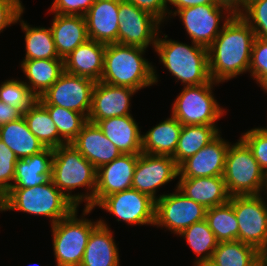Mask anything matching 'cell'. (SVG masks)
I'll list each match as a JSON object with an SVG mask.
<instances>
[{"mask_svg":"<svg viewBox=\"0 0 267 266\" xmlns=\"http://www.w3.org/2000/svg\"><path fill=\"white\" fill-rule=\"evenodd\" d=\"M221 32L208 49L210 78L217 83L249 71L255 33L241 16L227 14Z\"/></svg>","mask_w":267,"mask_h":266,"instance_id":"6da1fadb","label":"cell"},{"mask_svg":"<svg viewBox=\"0 0 267 266\" xmlns=\"http://www.w3.org/2000/svg\"><path fill=\"white\" fill-rule=\"evenodd\" d=\"M97 169L71 144L53 149L51 181L76 206L86 202L83 215L94 208ZM86 187L90 193L72 195L69 190ZM65 190L68 193H65Z\"/></svg>","mask_w":267,"mask_h":266,"instance_id":"7a4b0ae2","label":"cell"},{"mask_svg":"<svg viewBox=\"0 0 267 266\" xmlns=\"http://www.w3.org/2000/svg\"><path fill=\"white\" fill-rule=\"evenodd\" d=\"M145 50L142 47L118 43L106 44L100 81L115 86L130 87L137 91L156 83L158 81L156 71L142 56Z\"/></svg>","mask_w":267,"mask_h":266,"instance_id":"3957f363","label":"cell"},{"mask_svg":"<svg viewBox=\"0 0 267 266\" xmlns=\"http://www.w3.org/2000/svg\"><path fill=\"white\" fill-rule=\"evenodd\" d=\"M76 206L50 180L28 188H10L0 198V211L19 210L33 215H44L51 225L67 217Z\"/></svg>","mask_w":267,"mask_h":266,"instance_id":"277c9868","label":"cell"},{"mask_svg":"<svg viewBox=\"0 0 267 266\" xmlns=\"http://www.w3.org/2000/svg\"><path fill=\"white\" fill-rule=\"evenodd\" d=\"M156 39L155 50L160 62L185 86L208 83V49L192 42V46L173 40Z\"/></svg>","mask_w":267,"mask_h":266,"instance_id":"5b68a950","label":"cell"},{"mask_svg":"<svg viewBox=\"0 0 267 266\" xmlns=\"http://www.w3.org/2000/svg\"><path fill=\"white\" fill-rule=\"evenodd\" d=\"M223 178L230 196L258 195L267 190V176L241 139L228 147Z\"/></svg>","mask_w":267,"mask_h":266,"instance_id":"8992f818","label":"cell"},{"mask_svg":"<svg viewBox=\"0 0 267 266\" xmlns=\"http://www.w3.org/2000/svg\"><path fill=\"white\" fill-rule=\"evenodd\" d=\"M99 221L77 218V207L52 225L56 266H80L92 230Z\"/></svg>","mask_w":267,"mask_h":266,"instance_id":"52a82bcc","label":"cell"},{"mask_svg":"<svg viewBox=\"0 0 267 266\" xmlns=\"http://www.w3.org/2000/svg\"><path fill=\"white\" fill-rule=\"evenodd\" d=\"M212 79L197 86H184L175 99L172 116L182 125H215L225 112L212 95Z\"/></svg>","mask_w":267,"mask_h":266,"instance_id":"ba28073f","label":"cell"},{"mask_svg":"<svg viewBox=\"0 0 267 266\" xmlns=\"http://www.w3.org/2000/svg\"><path fill=\"white\" fill-rule=\"evenodd\" d=\"M239 225V241L267 254V205L258 195L230 196Z\"/></svg>","mask_w":267,"mask_h":266,"instance_id":"9c48e42d","label":"cell"},{"mask_svg":"<svg viewBox=\"0 0 267 266\" xmlns=\"http://www.w3.org/2000/svg\"><path fill=\"white\" fill-rule=\"evenodd\" d=\"M96 81L64 71L60 78L37 100L43 106H59L88 118Z\"/></svg>","mask_w":267,"mask_h":266,"instance_id":"30bf717a","label":"cell"},{"mask_svg":"<svg viewBox=\"0 0 267 266\" xmlns=\"http://www.w3.org/2000/svg\"><path fill=\"white\" fill-rule=\"evenodd\" d=\"M206 208L185 196L178 189L175 193L160 195L156 200L154 226H165L180 234L192 224L206 217Z\"/></svg>","mask_w":267,"mask_h":266,"instance_id":"8fae6325","label":"cell"},{"mask_svg":"<svg viewBox=\"0 0 267 266\" xmlns=\"http://www.w3.org/2000/svg\"><path fill=\"white\" fill-rule=\"evenodd\" d=\"M96 206L131 225L155 224L156 201L133 188L105 196Z\"/></svg>","mask_w":267,"mask_h":266,"instance_id":"7c38bea8","label":"cell"},{"mask_svg":"<svg viewBox=\"0 0 267 266\" xmlns=\"http://www.w3.org/2000/svg\"><path fill=\"white\" fill-rule=\"evenodd\" d=\"M161 23L134 4L120 0L118 44L155 48Z\"/></svg>","mask_w":267,"mask_h":266,"instance_id":"4fadbf2b","label":"cell"},{"mask_svg":"<svg viewBox=\"0 0 267 266\" xmlns=\"http://www.w3.org/2000/svg\"><path fill=\"white\" fill-rule=\"evenodd\" d=\"M179 176L178 165L172 156L140 153L135 166L132 187L155 201L156 189Z\"/></svg>","mask_w":267,"mask_h":266,"instance_id":"5bb4252c","label":"cell"},{"mask_svg":"<svg viewBox=\"0 0 267 266\" xmlns=\"http://www.w3.org/2000/svg\"><path fill=\"white\" fill-rule=\"evenodd\" d=\"M223 9L227 11L216 4L197 5L175 10L173 15L180 16L193 43L208 48L221 32L219 22L224 18Z\"/></svg>","mask_w":267,"mask_h":266,"instance_id":"9a60e30c","label":"cell"},{"mask_svg":"<svg viewBox=\"0 0 267 266\" xmlns=\"http://www.w3.org/2000/svg\"><path fill=\"white\" fill-rule=\"evenodd\" d=\"M136 92L137 90L130 87L97 81L93 89L91 110L87 120L96 123L102 119L131 115L130 97Z\"/></svg>","mask_w":267,"mask_h":266,"instance_id":"2e32d148","label":"cell"},{"mask_svg":"<svg viewBox=\"0 0 267 266\" xmlns=\"http://www.w3.org/2000/svg\"><path fill=\"white\" fill-rule=\"evenodd\" d=\"M139 155L121 154L97 169L94 207L105 197L132 187Z\"/></svg>","mask_w":267,"mask_h":266,"instance_id":"e0dca14e","label":"cell"},{"mask_svg":"<svg viewBox=\"0 0 267 266\" xmlns=\"http://www.w3.org/2000/svg\"><path fill=\"white\" fill-rule=\"evenodd\" d=\"M220 136L178 166L180 178L223 176L230 144Z\"/></svg>","mask_w":267,"mask_h":266,"instance_id":"ac0fdd59","label":"cell"},{"mask_svg":"<svg viewBox=\"0 0 267 266\" xmlns=\"http://www.w3.org/2000/svg\"><path fill=\"white\" fill-rule=\"evenodd\" d=\"M120 0H95L84 15L90 40L118 43Z\"/></svg>","mask_w":267,"mask_h":266,"instance_id":"d6986e66","label":"cell"},{"mask_svg":"<svg viewBox=\"0 0 267 266\" xmlns=\"http://www.w3.org/2000/svg\"><path fill=\"white\" fill-rule=\"evenodd\" d=\"M73 145L96 169L112 162L122 153L104 135L96 123L87 121L81 132L70 143Z\"/></svg>","mask_w":267,"mask_h":266,"instance_id":"ffe728a7","label":"cell"},{"mask_svg":"<svg viewBox=\"0 0 267 266\" xmlns=\"http://www.w3.org/2000/svg\"><path fill=\"white\" fill-rule=\"evenodd\" d=\"M106 44L88 39L64 58V71L100 81Z\"/></svg>","mask_w":267,"mask_h":266,"instance_id":"44dd1931","label":"cell"},{"mask_svg":"<svg viewBox=\"0 0 267 266\" xmlns=\"http://www.w3.org/2000/svg\"><path fill=\"white\" fill-rule=\"evenodd\" d=\"M177 189L206 209L230 200L223 176L180 178Z\"/></svg>","mask_w":267,"mask_h":266,"instance_id":"7402d4cb","label":"cell"},{"mask_svg":"<svg viewBox=\"0 0 267 266\" xmlns=\"http://www.w3.org/2000/svg\"><path fill=\"white\" fill-rule=\"evenodd\" d=\"M96 124L122 154L142 153V135L132 115L102 119Z\"/></svg>","mask_w":267,"mask_h":266,"instance_id":"603a6c76","label":"cell"},{"mask_svg":"<svg viewBox=\"0 0 267 266\" xmlns=\"http://www.w3.org/2000/svg\"><path fill=\"white\" fill-rule=\"evenodd\" d=\"M50 28L57 53L62 59L89 39L84 16L55 13Z\"/></svg>","mask_w":267,"mask_h":266,"instance_id":"cb8c5ba5","label":"cell"},{"mask_svg":"<svg viewBox=\"0 0 267 266\" xmlns=\"http://www.w3.org/2000/svg\"><path fill=\"white\" fill-rule=\"evenodd\" d=\"M104 222L92 230L80 266H119V253L111 230Z\"/></svg>","mask_w":267,"mask_h":266,"instance_id":"d4e9b609","label":"cell"},{"mask_svg":"<svg viewBox=\"0 0 267 266\" xmlns=\"http://www.w3.org/2000/svg\"><path fill=\"white\" fill-rule=\"evenodd\" d=\"M53 149L45 148L38 154L18 159L11 188H28L43 185L51 180Z\"/></svg>","mask_w":267,"mask_h":266,"instance_id":"484cf974","label":"cell"},{"mask_svg":"<svg viewBox=\"0 0 267 266\" xmlns=\"http://www.w3.org/2000/svg\"><path fill=\"white\" fill-rule=\"evenodd\" d=\"M0 140L15 153L18 159L28 158L45 149L29 130L23 116L0 126Z\"/></svg>","mask_w":267,"mask_h":266,"instance_id":"4316f807","label":"cell"},{"mask_svg":"<svg viewBox=\"0 0 267 266\" xmlns=\"http://www.w3.org/2000/svg\"><path fill=\"white\" fill-rule=\"evenodd\" d=\"M183 125L173 116L142 135V152L173 156Z\"/></svg>","mask_w":267,"mask_h":266,"instance_id":"83f0119b","label":"cell"},{"mask_svg":"<svg viewBox=\"0 0 267 266\" xmlns=\"http://www.w3.org/2000/svg\"><path fill=\"white\" fill-rule=\"evenodd\" d=\"M21 67L31 84L27 86L39 98L64 72V59L23 60Z\"/></svg>","mask_w":267,"mask_h":266,"instance_id":"f1b7e54d","label":"cell"},{"mask_svg":"<svg viewBox=\"0 0 267 266\" xmlns=\"http://www.w3.org/2000/svg\"><path fill=\"white\" fill-rule=\"evenodd\" d=\"M219 135L215 125H183L172 158L179 166Z\"/></svg>","mask_w":267,"mask_h":266,"instance_id":"f546056e","label":"cell"},{"mask_svg":"<svg viewBox=\"0 0 267 266\" xmlns=\"http://www.w3.org/2000/svg\"><path fill=\"white\" fill-rule=\"evenodd\" d=\"M29 130L45 148H57L67 144L59 135L48 110L37 100L24 113Z\"/></svg>","mask_w":267,"mask_h":266,"instance_id":"4dcf8cb0","label":"cell"},{"mask_svg":"<svg viewBox=\"0 0 267 266\" xmlns=\"http://www.w3.org/2000/svg\"><path fill=\"white\" fill-rule=\"evenodd\" d=\"M262 254L254 246L235 240L218 243L211 260L219 266H253Z\"/></svg>","mask_w":267,"mask_h":266,"instance_id":"1f68e13d","label":"cell"},{"mask_svg":"<svg viewBox=\"0 0 267 266\" xmlns=\"http://www.w3.org/2000/svg\"><path fill=\"white\" fill-rule=\"evenodd\" d=\"M205 219L219 243L239 240V225L230 200L208 208Z\"/></svg>","mask_w":267,"mask_h":266,"instance_id":"d6a6232c","label":"cell"},{"mask_svg":"<svg viewBox=\"0 0 267 266\" xmlns=\"http://www.w3.org/2000/svg\"><path fill=\"white\" fill-rule=\"evenodd\" d=\"M25 31L26 55L24 60L32 59H62L59 57L51 28L30 27L20 21Z\"/></svg>","mask_w":267,"mask_h":266,"instance_id":"836d02e7","label":"cell"},{"mask_svg":"<svg viewBox=\"0 0 267 266\" xmlns=\"http://www.w3.org/2000/svg\"><path fill=\"white\" fill-rule=\"evenodd\" d=\"M179 236H182L183 238L185 237L193 252L199 256L195 261L194 266L212 259L214 250L219 243L215 234L209 228L206 219L187 227L179 234ZM201 254L203 255L200 256Z\"/></svg>","mask_w":267,"mask_h":266,"instance_id":"e575fe53","label":"cell"},{"mask_svg":"<svg viewBox=\"0 0 267 266\" xmlns=\"http://www.w3.org/2000/svg\"><path fill=\"white\" fill-rule=\"evenodd\" d=\"M54 124L60 137L70 144L81 132L83 125L88 121L87 118L79 113L59 106H44Z\"/></svg>","mask_w":267,"mask_h":266,"instance_id":"d590c367","label":"cell"},{"mask_svg":"<svg viewBox=\"0 0 267 266\" xmlns=\"http://www.w3.org/2000/svg\"><path fill=\"white\" fill-rule=\"evenodd\" d=\"M0 100L18 109L22 114L35 102L37 97L31 92L26 82L7 80L0 86Z\"/></svg>","mask_w":267,"mask_h":266,"instance_id":"8d00e7d4","label":"cell"},{"mask_svg":"<svg viewBox=\"0 0 267 266\" xmlns=\"http://www.w3.org/2000/svg\"><path fill=\"white\" fill-rule=\"evenodd\" d=\"M240 16L250 25L255 37L267 40V0H248Z\"/></svg>","mask_w":267,"mask_h":266,"instance_id":"74e56055","label":"cell"},{"mask_svg":"<svg viewBox=\"0 0 267 266\" xmlns=\"http://www.w3.org/2000/svg\"><path fill=\"white\" fill-rule=\"evenodd\" d=\"M240 139L251 150L255 160L267 176V131L264 128L251 129Z\"/></svg>","mask_w":267,"mask_h":266,"instance_id":"f35d334b","label":"cell"},{"mask_svg":"<svg viewBox=\"0 0 267 266\" xmlns=\"http://www.w3.org/2000/svg\"><path fill=\"white\" fill-rule=\"evenodd\" d=\"M17 161L15 153L0 140V198L12 187Z\"/></svg>","mask_w":267,"mask_h":266,"instance_id":"ab89813d","label":"cell"},{"mask_svg":"<svg viewBox=\"0 0 267 266\" xmlns=\"http://www.w3.org/2000/svg\"><path fill=\"white\" fill-rule=\"evenodd\" d=\"M251 76L260 84L267 77V40L255 37L252 45Z\"/></svg>","mask_w":267,"mask_h":266,"instance_id":"60d3db41","label":"cell"},{"mask_svg":"<svg viewBox=\"0 0 267 266\" xmlns=\"http://www.w3.org/2000/svg\"><path fill=\"white\" fill-rule=\"evenodd\" d=\"M95 0H54L50 8L56 14L84 16Z\"/></svg>","mask_w":267,"mask_h":266,"instance_id":"b9f144b4","label":"cell"},{"mask_svg":"<svg viewBox=\"0 0 267 266\" xmlns=\"http://www.w3.org/2000/svg\"><path fill=\"white\" fill-rule=\"evenodd\" d=\"M23 10L20 0H0V32L7 26L20 21Z\"/></svg>","mask_w":267,"mask_h":266,"instance_id":"7bdbcfd3","label":"cell"},{"mask_svg":"<svg viewBox=\"0 0 267 266\" xmlns=\"http://www.w3.org/2000/svg\"><path fill=\"white\" fill-rule=\"evenodd\" d=\"M155 17L160 23L167 14V0H123Z\"/></svg>","mask_w":267,"mask_h":266,"instance_id":"ee69618b","label":"cell"},{"mask_svg":"<svg viewBox=\"0 0 267 266\" xmlns=\"http://www.w3.org/2000/svg\"><path fill=\"white\" fill-rule=\"evenodd\" d=\"M247 1L248 0H214L217 6L225 8L227 10L226 13L232 16H240L246 8Z\"/></svg>","mask_w":267,"mask_h":266,"instance_id":"f6af8a7d","label":"cell"},{"mask_svg":"<svg viewBox=\"0 0 267 266\" xmlns=\"http://www.w3.org/2000/svg\"><path fill=\"white\" fill-rule=\"evenodd\" d=\"M22 116L23 114L18 109L13 108L0 100V126L18 120Z\"/></svg>","mask_w":267,"mask_h":266,"instance_id":"bcb514c9","label":"cell"},{"mask_svg":"<svg viewBox=\"0 0 267 266\" xmlns=\"http://www.w3.org/2000/svg\"><path fill=\"white\" fill-rule=\"evenodd\" d=\"M167 2L173 4L177 10L197 5L215 4L214 0H167Z\"/></svg>","mask_w":267,"mask_h":266,"instance_id":"7dc6e473","label":"cell"},{"mask_svg":"<svg viewBox=\"0 0 267 266\" xmlns=\"http://www.w3.org/2000/svg\"><path fill=\"white\" fill-rule=\"evenodd\" d=\"M253 266H267V254H262Z\"/></svg>","mask_w":267,"mask_h":266,"instance_id":"c3c4849f","label":"cell"},{"mask_svg":"<svg viewBox=\"0 0 267 266\" xmlns=\"http://www.w3.org/2000/svg\"><path fill=\"white\" fill-rule=\"evenodd\" d=\"M196 266H219L217 264H215L211 259L208 260V261H204V262H201L199 263L198 265Z\"/></svg>","mask_w":267,"mask_h":266,"instance_id":"681fc988","label":"cell"},{"mask_svg":"<svg viewBox=\"0 0 267 266\" xmlns=\"http://www.w3.org/2000/svg\"><path fill=\"white\" fill-rule=\"evenodd\" d=\"M259 85L267 92V77Z\"/></svg>","mask_w":267,"mask_h":266,"instance_id":"f907efd6","label":"cell"}]
</instances>
